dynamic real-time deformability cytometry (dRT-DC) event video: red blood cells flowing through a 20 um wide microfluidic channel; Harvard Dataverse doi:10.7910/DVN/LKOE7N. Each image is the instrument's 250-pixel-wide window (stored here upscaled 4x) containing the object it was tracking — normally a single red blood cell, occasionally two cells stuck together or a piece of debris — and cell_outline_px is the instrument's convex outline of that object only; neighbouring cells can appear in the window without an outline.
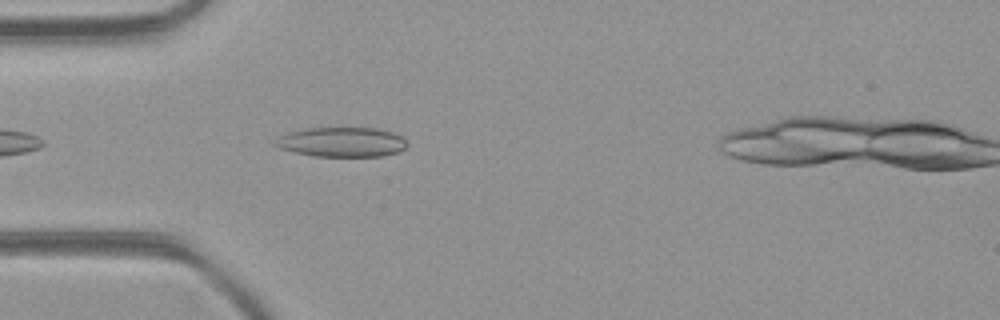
{"species": "common noctule bat (a hibernating species)", "species_latin": "Nyctalus noctula", "temperature_condition": "room temperature", "stored_images_in_passage": 9, "camera_frame_rate_fps": 3000, "um_per_image_px": 0.085, "animal": {"sex": "female", "body_mass_g": 21.9}, "frame": {"image": 1, "passage_image": 3, "time_ms": 0.667, "image_size_px": [1000, 320], "cell_outline_px": [[408, 144], [404, 148], [396, 152], [384, 156], [316, 156], [296, 152], [280, 148], [272, 144], [280, 136], [288, 132], [308, 128], [376, 128], [392, 132], [400, 136]], "centroid_in_image_um": [29.04, 12.07], "position_along_channel_um": 56.0, "area_um2": 22.54}}
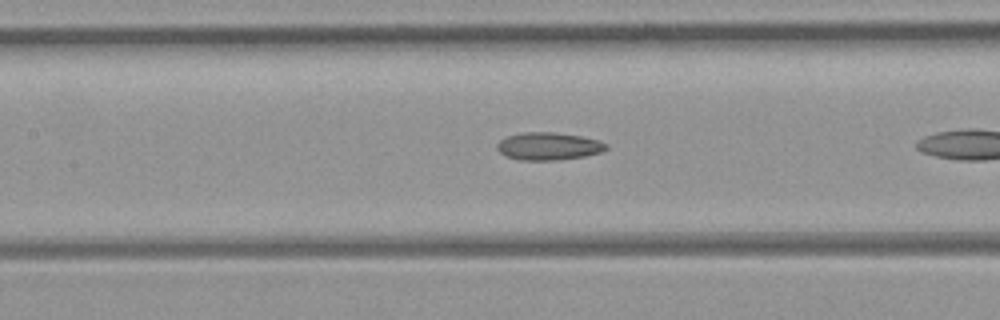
{"frame": {"image": 2, "passage_image": 8, "time_ms": 2.333, "image_size_px": [1000, 320], "cell_outline_px": [[608, 148], [600, 152], [584, 156], [556, 160], [520, 160], [508, 156], [500, 152], [496, 148], [496, 144], [500, 140], [508, 136], [524, 132], [556, 132], [580, 136], [600, 140], [608, 144]], "centroid_in_image_um": [46.64, 12.42], "position_along_channel_um": 160.8, "area_um2": 17.51}}